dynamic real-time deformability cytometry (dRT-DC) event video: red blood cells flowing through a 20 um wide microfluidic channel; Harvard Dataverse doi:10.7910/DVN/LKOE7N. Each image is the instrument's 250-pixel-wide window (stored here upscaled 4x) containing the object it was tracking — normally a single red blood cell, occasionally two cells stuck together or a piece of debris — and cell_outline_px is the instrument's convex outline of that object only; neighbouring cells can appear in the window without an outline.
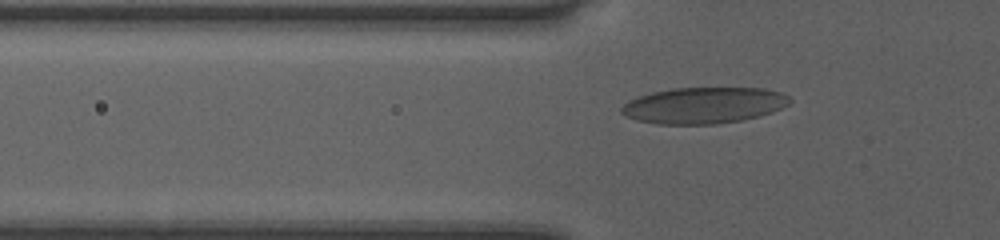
{"species": "human", "species_latin": "Homo sapiens", "temperature_condition": "room temperature", "stored_images_in_passage": 35, "camera_frame_rate_fps": 3000, "um_per_image_px": 0.085, "donor": {"sex": "female"}, "frame": {"image": 1, "passage_image": 4, "time_ms": 1.0, "image_size_px": [1000, 240], "cell_outline_px": [[792, 100], [788, 104], [772, 112], [740, 120], [716, 124], [656, 124], [636, 120], [624, 116], [620, 112], [620, 108], [628, 100], [636, 96], [652, 92], [672, 88], [764, 88], [780, 92], [788, 96]], "centroid_in_image_um": [59.76, 8.95], "position_along_channel_um": 66.0, "area_um2": 35.6}}
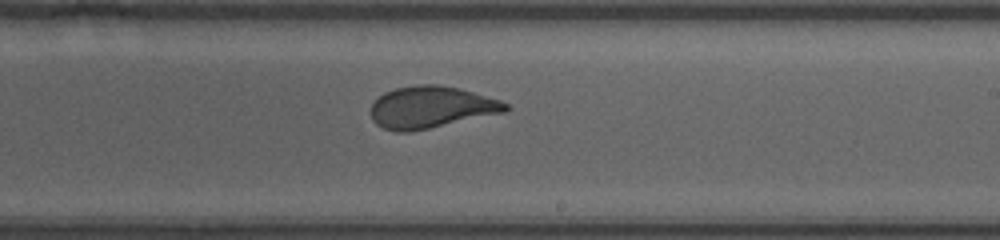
{"frame": {"image": 2, "passage_image": 18, "time_ms": 5.667, "image_size_px": [1000, 240], "cell_outline_px": [[512, 108], [504, 112], [428, 128], [408, 132], [396, 132], [384, 128], [376, 124], [372, 120], [372, 104], [384, 92], [396, 88], [416, 84], [440, 84], [460, 88], [500, 100], [508, 104]], "centroid_in_image_um": [36.64, 9.1], "position_along_channel_um": 252.4, "area_um2": 32.71}}
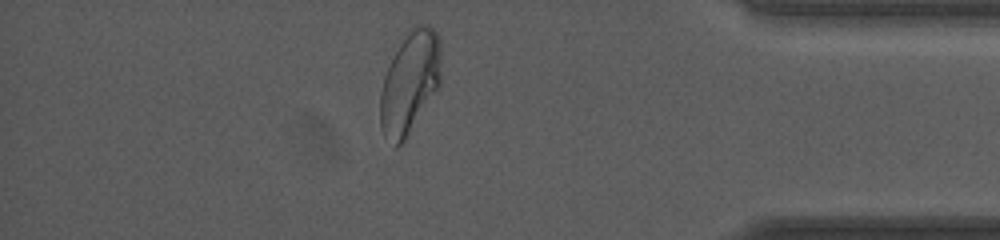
{"frame": {"image": 3, "passage_image": 31, "time_ms": 10.0, "image_size_px": [1000, 240], "cell_outline_px": [[440, 88], [404, 140], [396, 148], [380, 128], [380, 92], [384, 76], [404, 32], [408, 28], [416, 24], [428, 24], [440, 36]], "centroid_in_image_um": [34.85, 6.96], "position_along_channel_um": 400.4, "area_um2": 36.65}}